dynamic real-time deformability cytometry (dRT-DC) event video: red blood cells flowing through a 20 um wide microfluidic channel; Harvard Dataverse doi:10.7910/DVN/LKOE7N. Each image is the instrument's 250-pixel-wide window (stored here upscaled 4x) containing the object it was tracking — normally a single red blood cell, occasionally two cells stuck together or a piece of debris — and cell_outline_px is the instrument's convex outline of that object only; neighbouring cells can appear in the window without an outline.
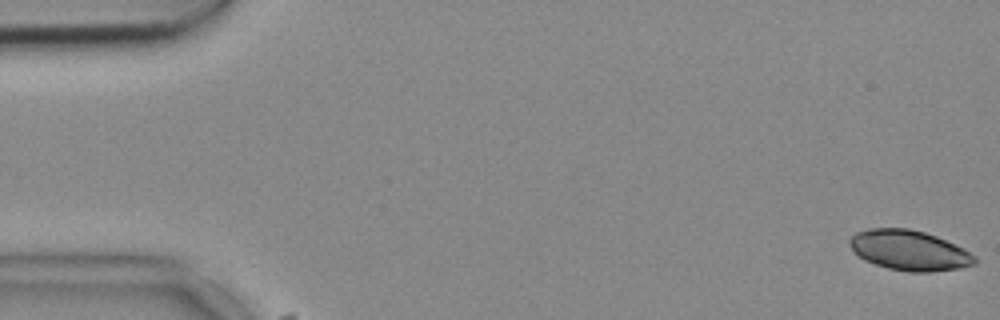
{"species": "common noctule bat (a hibernating species)", "species_latin": "Nyctalus noctula", "temperature_condition": "cold", "stored_images_in_passage": 4, "camera_frame_rate_fps": 3000, "um_per_image_px": 0.085, "animal": {"sex": "female", "body_mass_g": 18.4}, "frame": {"image": 1, "passage_image": 1, "time_ms": 0.0, "image_size_px": [1000, 320], "cell_outline_px": [[976, 264], [960, 268], [932, 272], [908, 272], [888, 268], [864, 260], [852, 248], [848, 240], [856, 232], [868, 228], [908, 228], [924, 232], [936, 236], [964, 248], [976, 256]], "centroid_in_image_um": [77.31, 21.28], "position_along_channel_um": 7.7, "area_um2": 29.25}}